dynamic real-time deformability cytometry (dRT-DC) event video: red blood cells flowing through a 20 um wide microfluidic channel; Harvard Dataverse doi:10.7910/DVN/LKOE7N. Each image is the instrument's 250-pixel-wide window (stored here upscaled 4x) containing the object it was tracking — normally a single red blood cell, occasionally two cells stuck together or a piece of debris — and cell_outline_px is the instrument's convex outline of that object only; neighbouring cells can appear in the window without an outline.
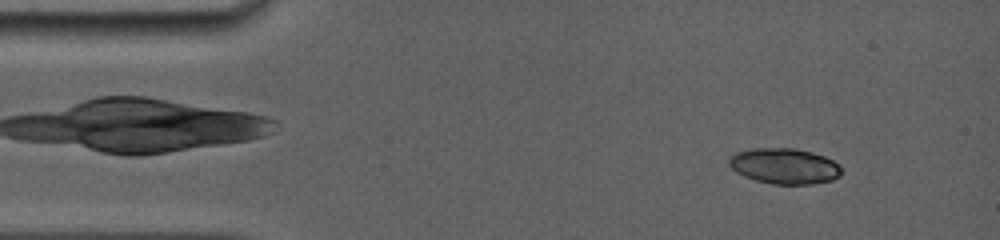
{"species": "common noctule bat (a hibernating species)", "species_latin": "Nyctalus noctula", "temperature_condition": "room temperature", "stored_images_in_passage": 7, "camera_frame_rate_fps": 5000, "um_per_image_px": 0.085, "animal": {"sex": "female", "body_mass_g": 19.0, "forearm_length_mm": 56.7}, "frame": {"image": 1, "passage_image": 3, "time_ms": 1.2, "image_size_px": [1000, 240], "cell_outline_px": [[840, 176], [832, 180], [812, 184], [772, 184], [756, 180], [744, 176], [736, 172], [728, 164], [728, 160], [736, 152], [752, 148], [796, 148], [812, 152], [824, 156], [840, 164]], "centroid_in_image_um": [66.68, 14.11], "position_along_channel_um": 18.3, "area_um2": 23.41}}